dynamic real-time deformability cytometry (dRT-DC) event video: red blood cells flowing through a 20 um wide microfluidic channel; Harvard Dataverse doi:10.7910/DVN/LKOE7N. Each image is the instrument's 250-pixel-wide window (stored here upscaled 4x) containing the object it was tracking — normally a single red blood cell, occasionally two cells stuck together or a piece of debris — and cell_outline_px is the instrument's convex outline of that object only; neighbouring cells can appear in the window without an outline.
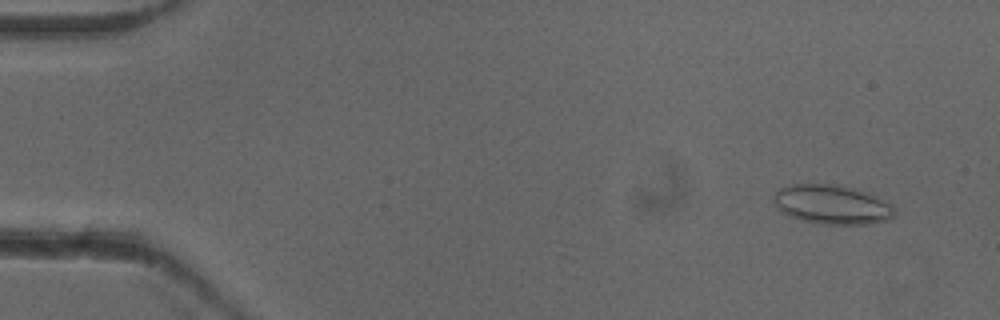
{"species": "common noctule bat (a hibernating species)", "species_latin": "Nyctalus noctula", "temperature_condition": "cold", "stored_images_in_passage": 52, "camera_frame_rate_fps": 3000, "um_per_image_px": 0.085, "animal": {"sex": "female"}, "frame": {"image": 1, "passage_image": 4, "time_ms": 1.0, "image_size_px": [1000, 320], "cell_outline_px": [[896, 216], [892, 220], [872, 224], [820, 224], [800, 220], [776, 208], [772, 200], [772, 196], [780, 188], [792, 184], [836, 184], [868, 192], [892, 204], [896, 208]], "centroid_in_image_um": [70.77, 17.4], "position_along_channel_um": 14.2, "area_um2": 28.15}}
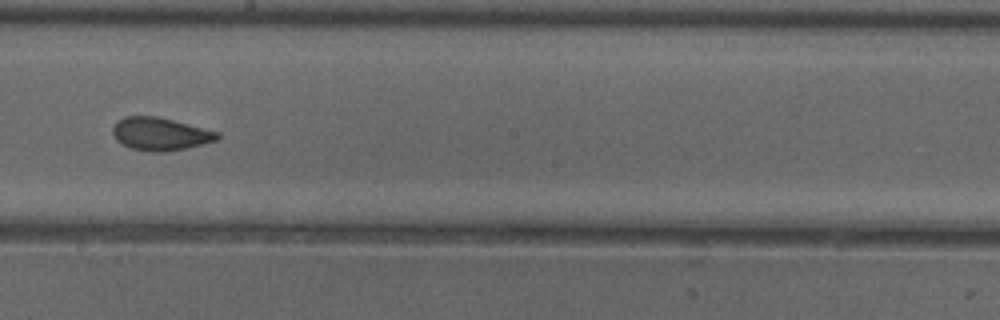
{"frame": {"image": 2, "passage_image": 30, "time_ms": 9.667, "image_size_px": [1000, 320], "cell_outline_px": [[220, 136], [216, 140], [204, 144], [164, 152], [152, 152], [132, 148], [116, 140], [112, 132], [112, 128], [116, 120], [124, 116], [156, 116], [220, 132]], "centroid_in_image_um": [13.6, 11.38], "position_along_channel_um": 234.6, "area_um2": 19.94}}
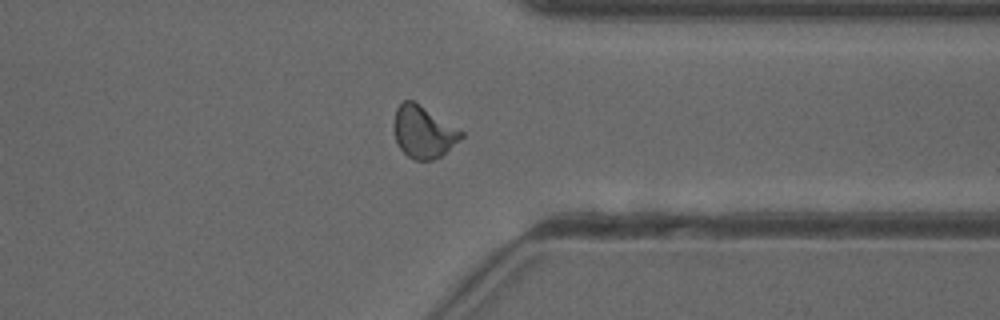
{"frame": {"image": 3, "passage_image": 41, "time_ms": 13.333, "image_size_px": [1000, 320], "cell_outline_px": [[464, 136], [460, 140], [440, 156], [432, 160], [416, 160], [408, 156], [400, 148], [396, 140], [392, 128], [392, 124], [396, 108], [404, 100], [412, 100], [464, 132]], "centroid_in_image_um": [35.95, 11.21], "position_along_channel_um": 375.4, "area_um2": 20.23}, "authors_computed_cell_mechanics": {"area_um2": 20.1144, "velocity_mm_per_s": 3.9401, "shape_relaxation_time_tau1_ms": 6.6313, "shape_relaxation_time_tau2_ms": 1.324, "deformation_change_tau1": 0.1389, "deformation_change_tau2": 0.0816}}